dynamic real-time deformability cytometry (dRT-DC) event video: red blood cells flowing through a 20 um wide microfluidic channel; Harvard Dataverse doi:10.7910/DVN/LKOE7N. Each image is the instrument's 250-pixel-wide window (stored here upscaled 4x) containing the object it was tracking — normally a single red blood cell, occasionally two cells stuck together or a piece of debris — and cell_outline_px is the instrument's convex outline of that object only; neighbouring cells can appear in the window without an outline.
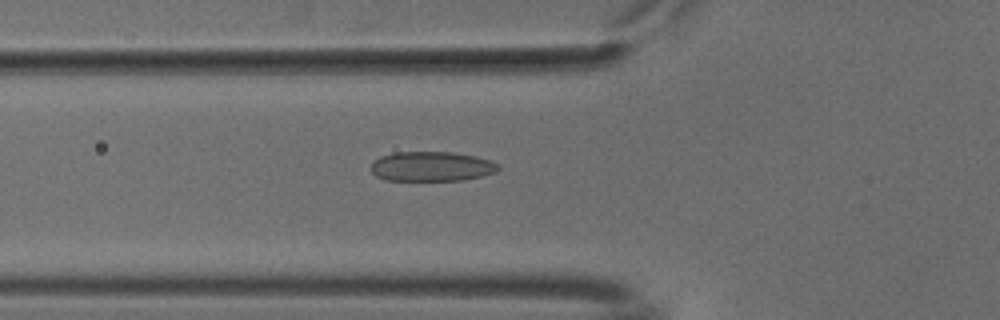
{"species": "common noctule bat (a hibernating species)", "species_latin": "Nyctalus noctula", "temperature_condition": "cold", "stored_images_in_passage": 53, "camera_frame_rate_fps": 3000, "um_per_image_px": 0.085, "animal": {"sex": "male", "body_mass_g": 18.8}, "frame": {"image": 1, "passage_image": 19, "time_ms": 6.0, "image_size_px": [1000, 320], "cell_outline_px": [[500, 168], [496, 172], [484, 176], [464, 180], [384, 180], [376, 176], [372, 172], [372, 164], [380, 156], [396, 152], [452, 152], [476, 156], [488, 160], [496, 164]], "centroid_in_image_um": [36.7, 14.15], "position_along_channel_um": 89.1, "area_um2": 21.96}}
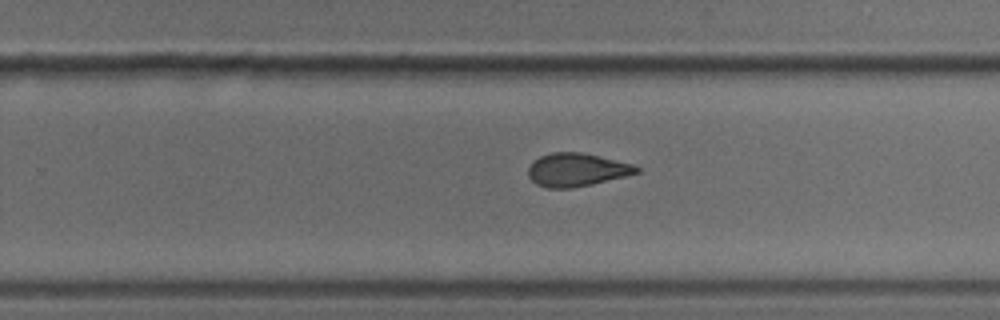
{"frame": {"image": 2, "passage_image": 34, "time_ms": 11.0, "image_size_px": [1000, 320], "cell_outline_px": [[640, 172], [592, 184], [572, 188], [544, 188], [536, 184], [528, 176], [528, 168], [540, 156], [552, 152], [580, 152], [632, 164], [640, 168]], "centroid_in_image_um": [48.99, 14.44], "position_along_channel_um": 280.8, "area_um2": 20.69}}
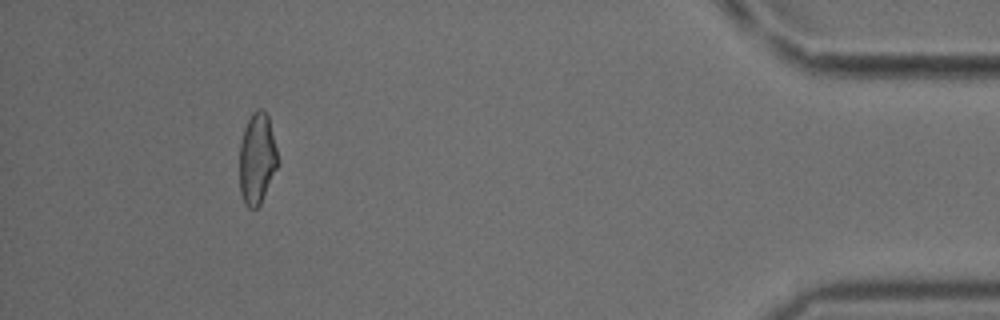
{"frame": {"image": 3, "passage_image": 49, "time_ms": 16.0, "image_size_px": [1000, 320], "cell_outline_px": [[276, 168], [260, 204], [256, 208], [248, 208], [244, 204], [240, 192], [240, 144], [244, 128], [252, 112], [256, 108], [264, 108], [268, 116], [276, 148]], "centroid_in_image_um": [21.82, 13.45], "position_along_channel_um": 413.4, "area_um2": 20.0}, "authors_computed_cell_mechanics": {"area_um2": 21.8484, "velocity_mm_per_s": 3.8166, "shape_relaxation_time_tau1_ms": 7.0574, "shape_relaxation_time_tau2_ms": 1.743, "deformation_change_tau1": 0.1482, "deformation_change_tau2": 0.0942}}